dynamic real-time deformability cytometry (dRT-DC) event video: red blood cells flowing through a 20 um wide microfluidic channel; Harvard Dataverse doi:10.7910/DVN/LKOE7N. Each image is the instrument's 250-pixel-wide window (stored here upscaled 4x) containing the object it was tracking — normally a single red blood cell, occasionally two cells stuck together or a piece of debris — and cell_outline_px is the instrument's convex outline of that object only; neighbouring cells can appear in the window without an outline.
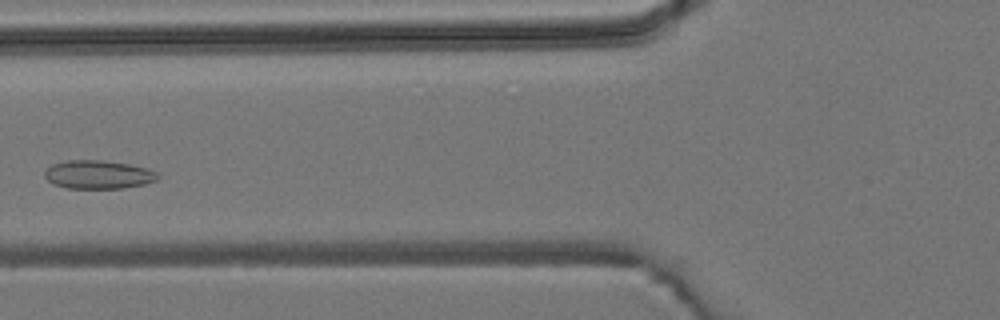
{"species": "common noctule bat (a hibernating species)", "species_latin": "Nyctalus noctula", "temperature_condition": "room temperature", "stored_images_in_passage": 7, "camera_frame_rate_fps": 3000, "um_per_image_px": 0.085, "animal": {"sex": "male", "body_mass_g": 19.2, "forearm_length_mm": 51.8}, "frame": {"image": 1, "passage_image": 5, "time_ms": 4.667, "image_size_px": [1000, 320], "cell_outline_px": [[160, 176], [156, 180], [144, 184], [124, 188], [68, 188], [52, 184], [44, 176], [44, 172], [52, 164], [68, 160], [104, 160], [128, 164], [148, 168], [160, 172]], "centroid_in_image_um": [8.38, 14.83], "position_along_channel_um": 117.4, "area_um2": 18.9}}
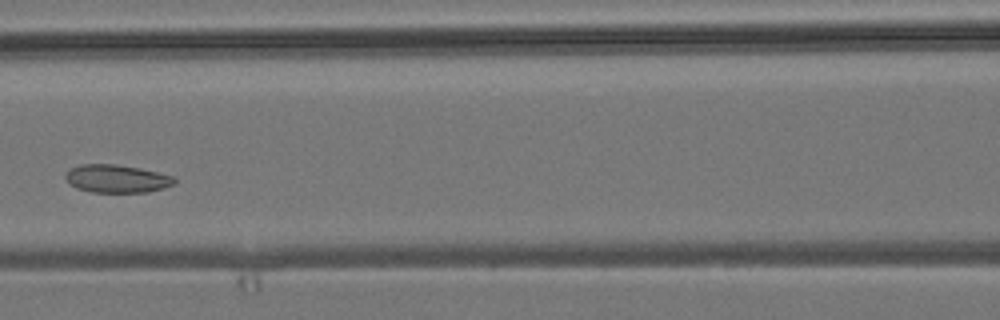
{"frame": {"image": 2, "passage_image": 6, "time_ms": 5.667, "image_size_px": [1000, 320], "cell_outline_px": [[176, 184], [164, 188], [148, 192], [92, 192], [76, 188], [68, 184], [64, 176], [72, 168], [80, 164], [116, 164], [140, 168], [176, 176]], "centroid_in_image_um": [9.96, 15.19], "position_along_channel_um": 156.6, "area_um2": 17.98}}
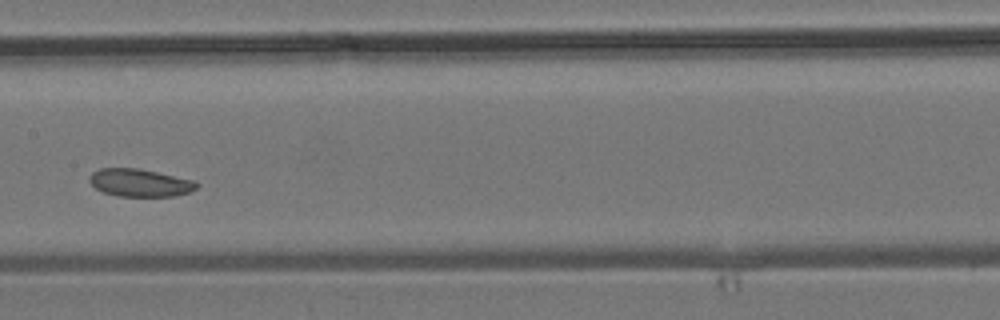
{"frame": {"image": 3, "passage_image": 7, "time_ms": 6.667, "image_size_px": [1000, 320], "cell_outline_px": [[200, 184], [196, 188], [188, 192], [172, 196], [120, 196], [104, 192], [96, 188], [88, 180], [88, 176], [92, 172], [100, 168], [136, 168], [196, 180]], "centroid_in_image_um": [11.89, 15.52], "position_along_channel_um": 195.5, "area_um2": 17.22}}